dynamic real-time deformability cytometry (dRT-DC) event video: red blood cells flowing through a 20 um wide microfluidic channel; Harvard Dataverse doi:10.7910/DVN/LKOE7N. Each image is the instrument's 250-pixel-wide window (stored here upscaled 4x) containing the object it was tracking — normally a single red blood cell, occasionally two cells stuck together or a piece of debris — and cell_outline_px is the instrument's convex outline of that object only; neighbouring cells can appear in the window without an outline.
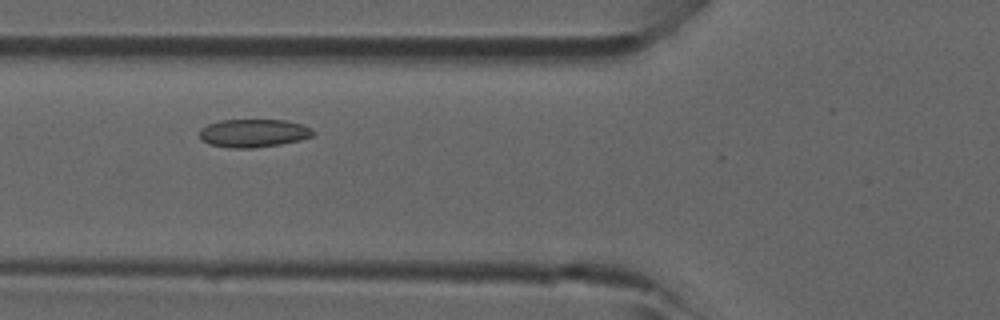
{"species": "common noctule bat (a hibernating species)", "species_latin": "Nyctalus noctula", "temperature_condition": "room temperature", "stored_images_in_passage": 41, "camera_frame_rate_fps": 3000, "um_per_image_px": 0.085, "animal": {"sex": "male", "forearm_length_mm": 52.5}, "frame": {"image": 1, "passage_image": 12, "time_ms": 3.667, "image_size_px": [1000, 320], "cell_outline_px": [[316, 132], [312, 136], [300, 140], [280, 144], [252, 148], [228, 148], [208, 144], [200, 136], [200, 128], [208, 124], [220, 120], [284, 120], [300, 124]], "centroid_in_image_um": [21.52, 11.32], "position_along_channel_um": 104.3, "area_um2": 18.5}}